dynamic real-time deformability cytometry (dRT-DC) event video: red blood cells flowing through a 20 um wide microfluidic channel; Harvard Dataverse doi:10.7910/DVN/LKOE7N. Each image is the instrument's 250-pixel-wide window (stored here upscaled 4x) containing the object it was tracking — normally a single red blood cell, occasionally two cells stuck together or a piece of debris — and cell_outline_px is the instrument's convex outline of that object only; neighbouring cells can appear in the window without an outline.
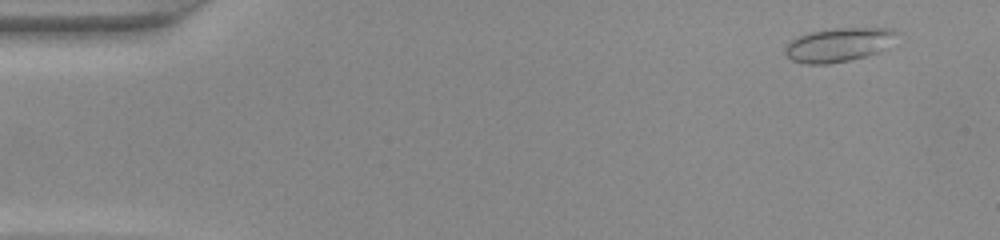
{"species": "common noctule bat (a hibernating species)", "species_latin": "Nyctalus noctula", "temperature_condition": "warm", "stored_images_in_passage": 10, "camera_frame_rate_fps": 3000, "um_per_image_px": 0.085, "animal": {"sex": "female", "body_mass_g": 22.0, "forearm_length_mm": 56.7}, "frame": {"image": 1, "passage_image": 1, "time_ms": 0.0, "image_size_px": [1000, 240], "cell_outline_px": [[900, 32], [888, 48], [864, 56], [848, 60], [828, 64], [804, 64], [792, 60], [784, 52], [784, 48], [792, 40], [800, 36], [812, 32], [836, 28], [892, 28]], "centroid_in_image_um": [71.33, 3.8], "position_along_channel_um": 13.7, "area_um2": 21.91}}